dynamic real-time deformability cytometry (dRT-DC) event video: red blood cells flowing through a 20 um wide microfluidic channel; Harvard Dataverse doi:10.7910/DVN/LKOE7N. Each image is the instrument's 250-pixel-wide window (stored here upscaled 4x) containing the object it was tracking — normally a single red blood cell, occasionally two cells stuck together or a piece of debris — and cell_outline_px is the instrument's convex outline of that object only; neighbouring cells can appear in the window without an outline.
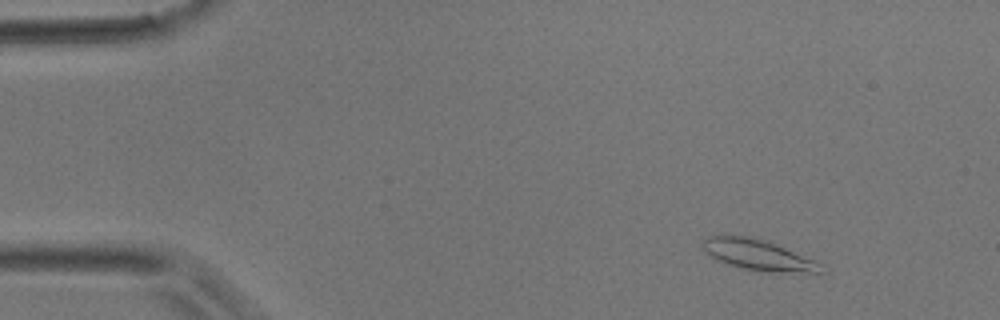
{"species": "common noctule bat (a hibernating species)", "species_latin": "Nyctalus noctula", "temperature_condition": "room temperature", "stored_images_in_passage": 4, "camera_frame_rate_fps": 3000, "um_per_image_px": 0.085, "animal": {"sex": "male", "body_mass_g": 17.9}, "frame": {"image": 1, "passage_image": 1, "time_ms": 0.0, "image_size_px": [1000, 320], "cell_outline_px": [[828, 272], [768, 272], [744, 268], [728, 264], [704, 252], [700, 244], [708, 236], [744, 236], [768, 240], [824, 264]], "centroid_in_image_um": [64.51, 21.67], "position_along_channel_um": 20.5, "area_um2": 21.15}}